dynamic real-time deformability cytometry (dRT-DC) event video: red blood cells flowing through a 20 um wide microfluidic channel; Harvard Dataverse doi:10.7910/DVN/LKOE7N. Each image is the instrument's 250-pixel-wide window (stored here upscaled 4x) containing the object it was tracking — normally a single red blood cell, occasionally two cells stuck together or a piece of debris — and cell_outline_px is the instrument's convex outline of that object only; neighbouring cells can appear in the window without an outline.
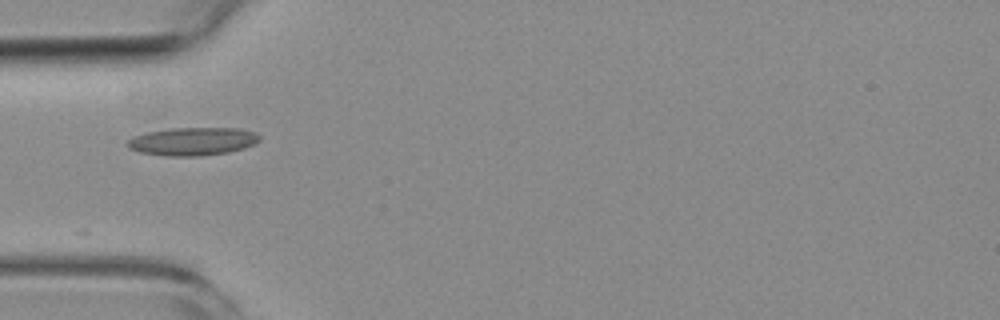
{"species": "common noctule bat (a hibernating species)", "species_latin": "Nyctalus noctula", "temperature_condition": "room temperature", "stored_images_in_passage": 4, "camera_frame_rate_fps": 3000, "um_per_image_px": 0.085, "animal": {"sex": "female", "body_mass_g": 19.3, "forearm_length_mm": 54.1}, "frame": {"image": 1, "passage_image": 1, "time_ms": 0.0, "image_size_px": [1000, 320], "cell_outline_px": [[260, 140], [244, 148], [228, 152], [200, 156], [164, 156], [140, 152], [128, 148], [124, 144], [132, 136], [148, 132], [168, 128], [240, 128], [256, 132], [260, 136]], "centroid_in_image_um": [16.34, 12.01], "position_along_channel_um": 68.7, "area_um2": 21.79}}
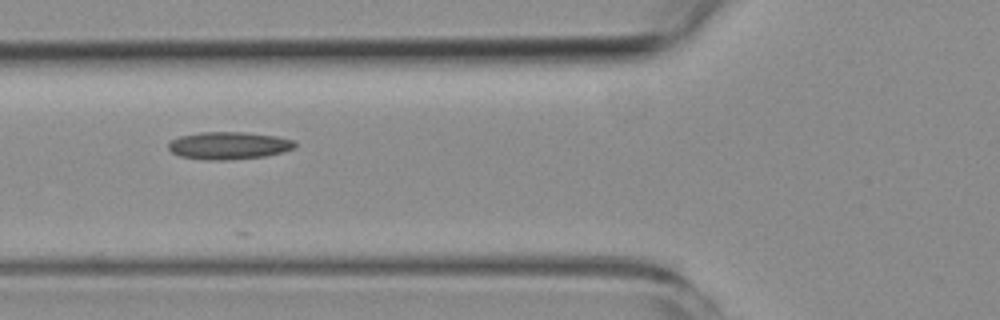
{"frame": {"image": 2, "passage_image": 2, "time_ms": 1.0, "image_size_px": [1000, 320], "cell_outline_px": [[296, 148], [284, 152], [264, 156], [228, 160], [204, 160], [180, 156], [172, 152], [168, 148], [168, 144], [172, 140], [180, 136], [200, 132], [244, 132], [276, 136], [296, 140]], "centroid_in_image_um": [19.48, 12.37], "position_along_channel_um": 106.3, "area_um2": 20.4}}
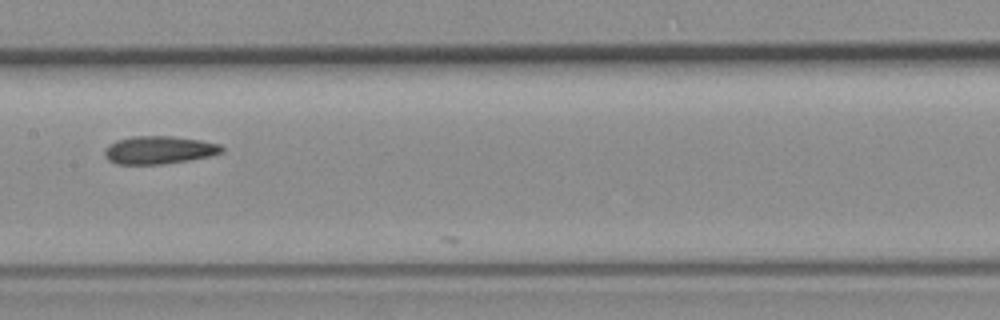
{"frame": {"image": 3, "passage_image": 4, "time_ms": 3.333, "image_size_px": [1000, 320], "cell_outline_px": [[224, 152], [208, 156], [188, 160], [164, 164], [116, 164], [108, 160], [104, 156], [104, 148], [116, 140], [132, 136], [172, 136], [200, 140], [220, 144], [224, 148]], "centroid_in_image_um": [13.49, 12.75], "position_along_channel_um": 193.9, "area_um2": 19.13}}